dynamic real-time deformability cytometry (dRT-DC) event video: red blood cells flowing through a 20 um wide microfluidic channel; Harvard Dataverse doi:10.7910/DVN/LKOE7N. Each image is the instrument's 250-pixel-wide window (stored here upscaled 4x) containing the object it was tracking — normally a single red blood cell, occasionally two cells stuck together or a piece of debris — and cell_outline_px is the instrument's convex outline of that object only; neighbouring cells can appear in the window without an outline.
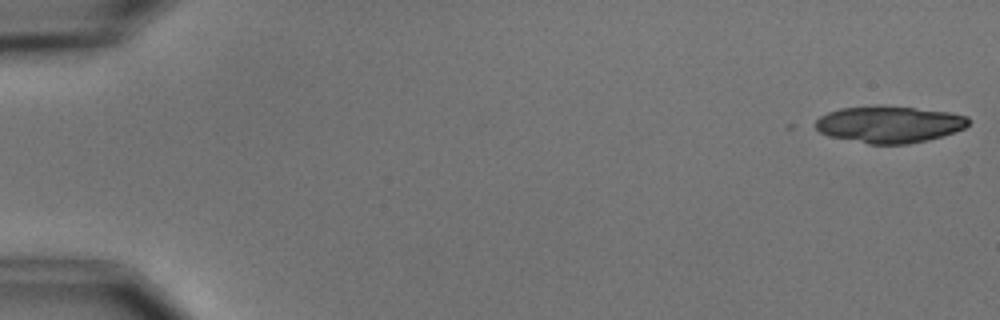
{"species": "common noctule bat (a hibernating species)", "species_latin": "Nyctalus noctula", "temperature_condition": "cold", "stored_images_in_passage": 17, "camera_frame_rate_fps": 3000, "um_per_image_px": 0.085, "animal": {"sex": "male", "body_mass_g": 15.6}, "frame": {"image": 1, "passage_image": 1, "time_ms": 0.0, "image_size_px": [1000, 320], "cell_outline_px": [[972, 120], [964, 128], [928, 140], [908, 144], [868, 144], [828, 136], [820, 132], [808, 124], [820, 116], [828, 112], [840, 108], [912, 108], [948, 112], [968, 116]], "centroid_in_image_um": [75.52, 10.61], "position_along_channel_um": 9.5, "area_um2": 32.25}}